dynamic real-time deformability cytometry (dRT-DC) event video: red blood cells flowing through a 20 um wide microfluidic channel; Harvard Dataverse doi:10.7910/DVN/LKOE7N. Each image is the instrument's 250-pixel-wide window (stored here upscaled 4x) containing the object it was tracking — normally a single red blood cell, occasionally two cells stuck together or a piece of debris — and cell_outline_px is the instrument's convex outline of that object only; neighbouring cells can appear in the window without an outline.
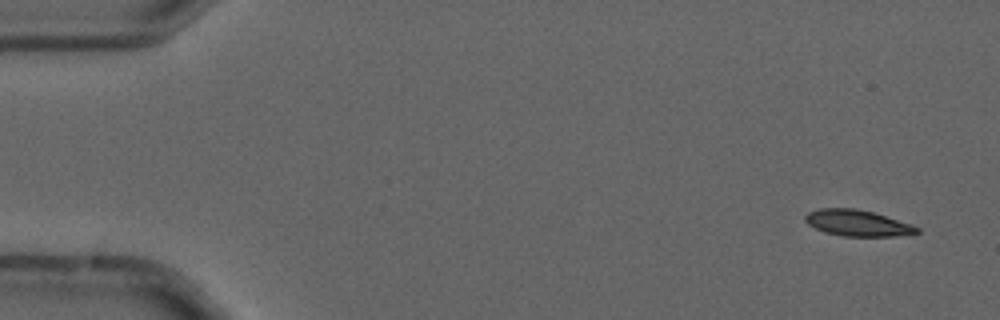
{"species": "common noctule bat (a hibernating species)", "species_latin": "Nyctalus noctula", "temperature_condition": "cold", "stored_images_in_passage": 5, "camera_frame_rate_fps": 3000, "um_per_image_px": 0.085, "animal": {"sex": "male", "forearm_length_mm": 52.5}, "frame": {"image": 1, "passage_image": 1, "time_ms": 0.0, "image_size_px": [1000, 320], "cell_outline_px": [[920, 232], [896, 236], [844, 236], [824, 232], [808, 224], [804, 220], [804, 216], [808, 212], [820, 208], [856, 208], [872, 212], [912, 224], [920, 228]], "centroid_in_image_um": [72.87, 18.95], "position_along_channel_um": 12.1, "area_um2": 16.99}}